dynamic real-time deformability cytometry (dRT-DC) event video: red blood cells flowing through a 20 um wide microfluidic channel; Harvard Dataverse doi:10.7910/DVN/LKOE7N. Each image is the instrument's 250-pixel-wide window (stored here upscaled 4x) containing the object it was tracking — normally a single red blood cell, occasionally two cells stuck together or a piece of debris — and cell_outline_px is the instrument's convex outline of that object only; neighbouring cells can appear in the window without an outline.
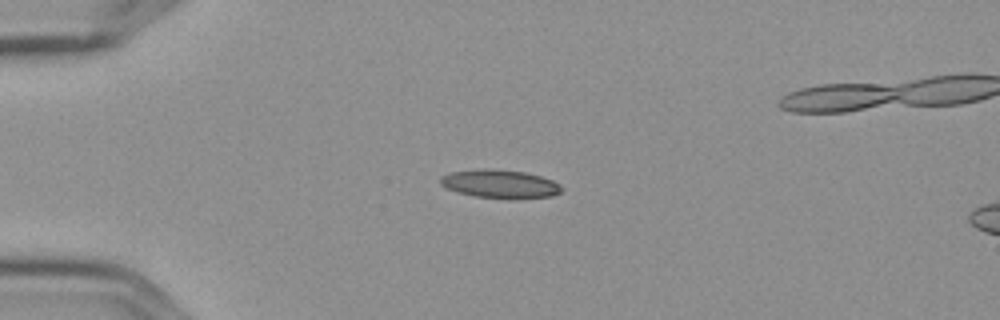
{"species": "Egyptian fruit bat (a non-hibernating species)", "species_latin": "Rousettus aegyptiacus", "temperature_condition": "cold", "stored_images_in_passage": 6, "camera_frame_rate_fps": 3000, "um_per_image_px": 0.085, "frame": {"image": 1, "passage_image": 4, "time_ms": 1.0, "image_size_px": [1000, 320], "cell_outline_px": [[564, 188], [560, 192], [552, 196], [516, 200], [508, 200], [472, 196], [456, 192], [440, 184], [440, 176], [448, 172], [480, 168], [492, 168], [524, 172], [540, 176], [552, 180], [560, 184]], "centroid_in_image_um": [42.49, 15.65], "position_along_channel_um": 42.5, "area_um2": 20.75}}